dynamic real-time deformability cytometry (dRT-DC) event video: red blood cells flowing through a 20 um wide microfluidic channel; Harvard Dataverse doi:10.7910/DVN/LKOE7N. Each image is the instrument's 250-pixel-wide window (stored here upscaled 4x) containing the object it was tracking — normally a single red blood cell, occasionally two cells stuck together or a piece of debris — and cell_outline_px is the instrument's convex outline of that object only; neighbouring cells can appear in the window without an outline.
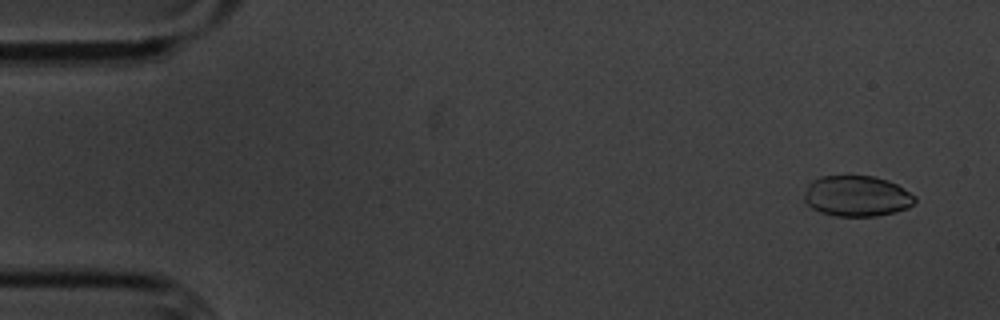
{"species": "common noctule bat (a hibernating species)", "species_latin": "Nyctalus noctula", "temperature_condition": "cold", "stored_images_in_passage": 58, "camera_frame_rate_fps": 3000, "um_per_image_px": 0.085, "animal": {"sex": "male", "body_mass_g": 20.1, "forearm_length_mm": 53.5}, "frame": {"image": 1, "passage_image": 4, "time_ms": 1.0, "image_size_px": [1000, 320], "cell_outline_px": [[916, 204], [908, 208], [896, 212], [876, 216], [836, 216], [820, 212], [812, 208], [804, 200], [804, 192], [808, 184], [812, 180], [820, 176], [872, 176], [888, 180], [904, 188], [916, 196]], "centroid_in_image_um": [72.85, 16.67], "position_along_channel_um": 12.2, "area_um2": 26.53}}
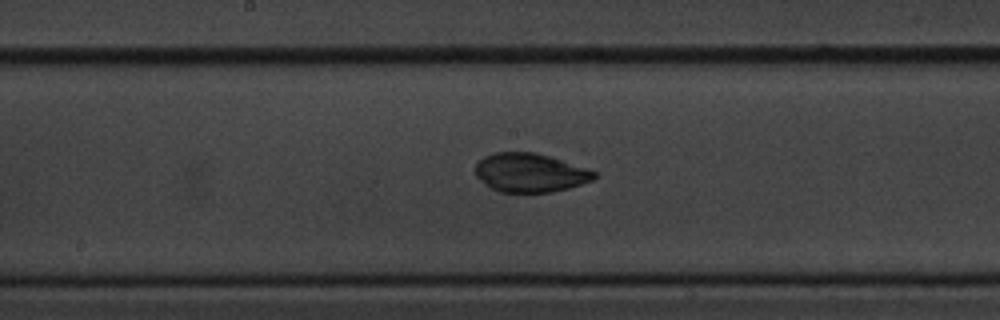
{"frame": {"image": 2, "passage_image": 30, "time_ms": 9.667, "image_size_px": [1000, 320], "cell_outline_px": [[596, 176], [592, 180], [568, 188], [552, 192], [500, 192], [492, 188], [480, 180], [476, 176], [476, 164], [484, 156], [496, 152], [536, 152], [596, 172]], "centroid_in_image_um": [45.02, 14.68], "position_along_channel_um": 203.2, "area_um2": 26.47}}
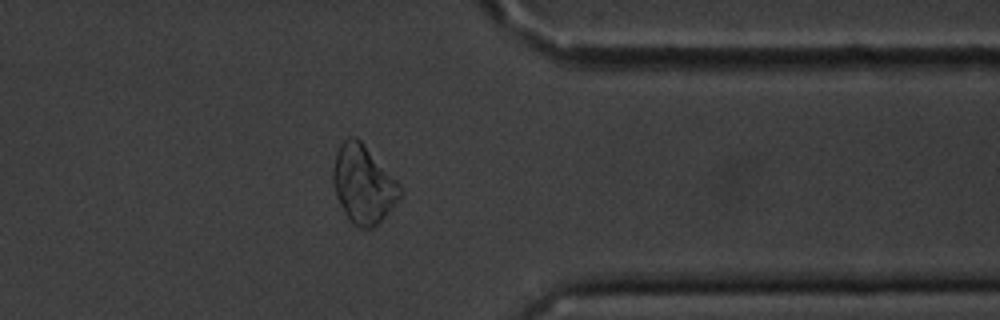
{"frame": {"image": 3, "passage_image": 46, "time_ms": 15.0, "image_size_px": [1000, 320], "cell_outline_px": [[404, 192], [388, 212], [372, 228], [360, 228], [352, 224], [348, 220], [336, 196], [332, 180], [332, 172], [336, 152], [340, 144], [348, 136], [356, 136], [364, 144], [400, 184]], "centroid_in_image_um": [30.86, 15.66], "position_along_channel_um": 380.5, "area_um2": 30.4}, "authors_computed_cell_mechanics": {"area_um2": 27.5706, "velocity_mm_per_s": 3.503, "shape_relaxation_time_tau1_ms": null, "shape_relaxation_time_tau2_ms": 0.8306, "deformation_change_tau1": null, "deformation_change_tau2": 0.0311}}